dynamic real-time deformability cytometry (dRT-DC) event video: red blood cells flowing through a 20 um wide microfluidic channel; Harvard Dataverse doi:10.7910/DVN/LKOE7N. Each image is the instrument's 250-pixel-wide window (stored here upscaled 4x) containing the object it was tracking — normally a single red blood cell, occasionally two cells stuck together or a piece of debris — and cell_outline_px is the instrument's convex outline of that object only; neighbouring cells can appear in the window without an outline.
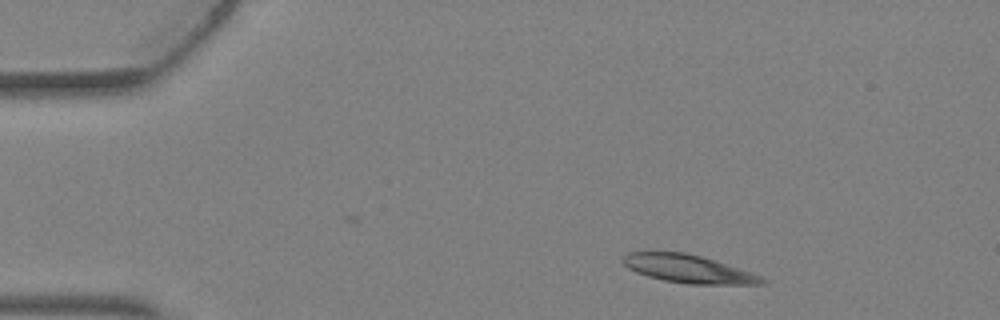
{"species": "Egyptian fruit bat (a non-hibernating species)", "species_latin": "Rousettus aegyptiacus", "temperature_condition": "warm", "stored_images_in_passage": 4, "camera_frame_rate_fps": 3000, "um_per_image_px": 0.085, "animal": {"sex": "female"}, "frame": {"image": 1, "passage_image": 1, "time_ms": 0.0, "image_size_px": [1000, 320], "cell_outline_px": [[768, 280], [764, 284], [688, 284], [664, 280], [648, 276], [636, 272], [628, 268], [620, 260], [628, 252], [684, 252], [700, 256], [752, 272], [764, 276]], "centroid_in_image_um": [58.53, 22.86], "position_along_channel_um": 26.5, "area_um2": 22.66}}
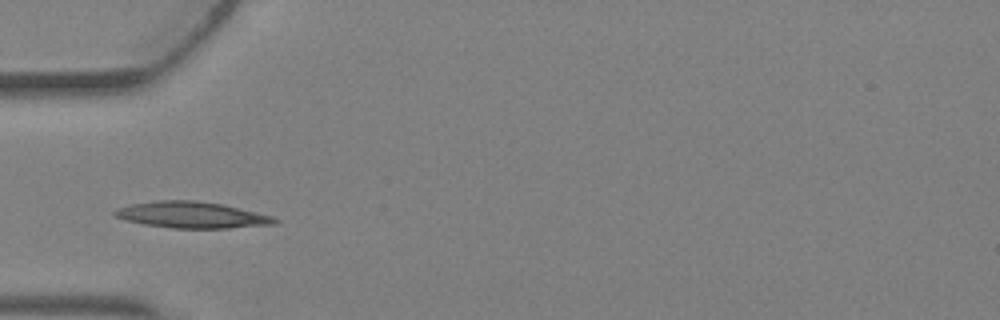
{"frame": {"image": 2, "passage_image": 3, "time_ms": 0.667, "image_size_px": [1000, 320], "cell_outline_px": [[280, 220], [272, 224], [228, 228], [172, 228], [144, 224], [124, 220], [116, 216], [112, 212], [116, 208], [132, 204], [156, 200], [192, 200], [224, 204], [272, 216]], "centroid_in_image_um": [16.27, 18.26], "position_along_channel_um": 68.7, "area_um2": 24.45}}
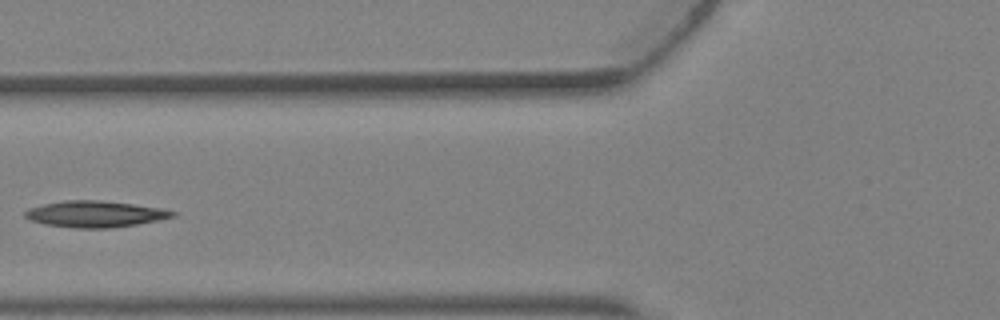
{"frame": {"image": 3, "passage_image": 4, "time_ms": 1.0, "image_size_px": [1000, 320], "cell_outline_px": [[176, 216], [136, 224], [112, 228], [76, 228], [44, 224], [28, 220], [24, 216], [24, 212], [28, 208], [44, 204], [64, 200], [96, 200], [132, 204], [164, 208], [176, 212]], "centroid_in_image_um": [8.05, 18.19], "position_along_channel_um": 117.7, "area_um2": 22.6}}